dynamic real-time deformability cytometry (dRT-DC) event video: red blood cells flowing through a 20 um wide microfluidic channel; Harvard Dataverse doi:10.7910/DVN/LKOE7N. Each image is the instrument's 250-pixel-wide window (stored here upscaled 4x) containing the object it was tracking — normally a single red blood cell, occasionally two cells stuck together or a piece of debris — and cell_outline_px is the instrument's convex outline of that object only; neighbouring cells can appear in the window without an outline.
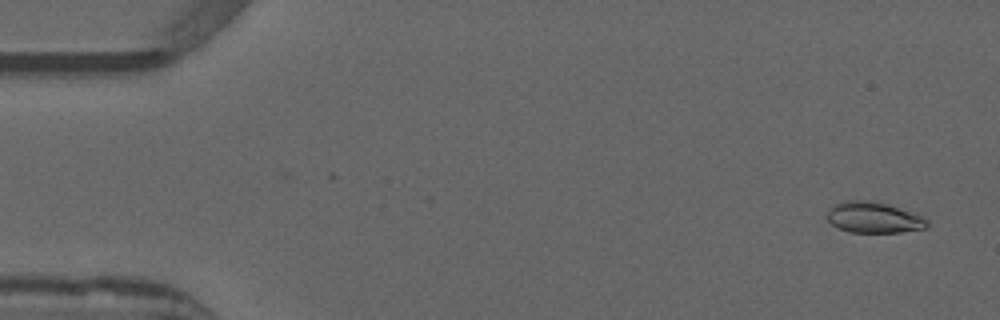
{"species": "common noctule bat (a hibernating species)", "species_latin": "Nyctalus noctula", "temperature_condition": "warm", "stored_images_in_passage": 53, "camera_frame_rate_fps": 3000, "um_per_image_px": 0.085, "animal": {"sex": "male", "forearm_length_mm": 52.5}, "frame": {"image": 1, "passage_image": 3, "time_ms": 0.667, "image_size_px": [1000, 320], "cell_outline_px": [[928, 228], [900, 232], [848, 232], [832, 224], [828, 220], [828, 208], [832, 204], [848, 200], [868, 200], [888, 204], [924, 216], [928, 220]], "centroid_in_image_um": [74.28, 18.48], "position_along_channel_um": 10.7, "area_um2": 18.15}}
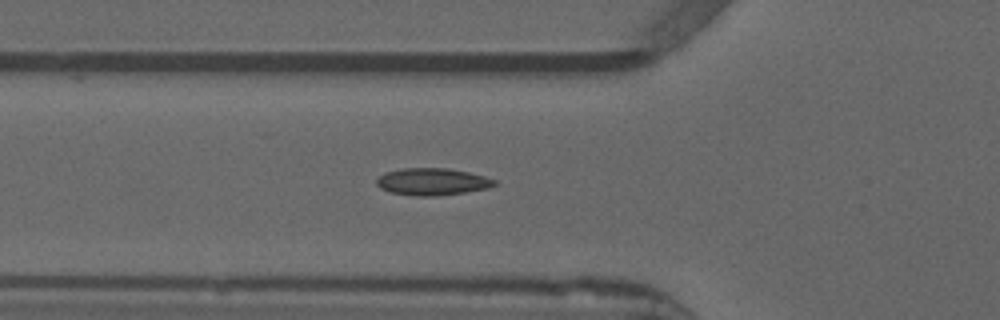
{"frame": {"image": 2, "passage_image": 19, "time_ms": 6.0, "image_size_px": [1000, 320], "cell_outline_px": [[496, 184], [488, 188], [464, 192], [432, 196], [416, 196], [392, 192], [380, 188], [376, 184], [376, 180], [384, 172], [404, 168], [448, 168], [468, 172], [484, 176], [496, 180]], "centroid_in_image_um": [36.73, 15.43], "position_along_channel_um": 89.1, "area_um2": 18.44}}
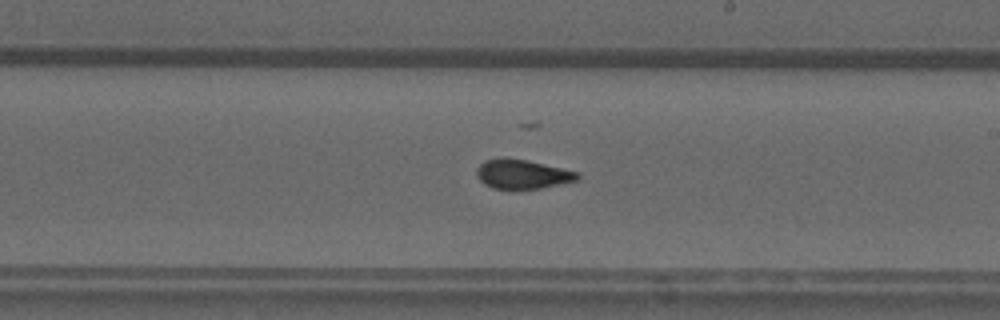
{"frame": {"image": 3, "passage_image": 31, "time_ms": 10.0, "image_size_px": [1000, 320], "cell_outline_px": [[580, 176], [576, 180], [540, 188], [492, 188], [484, 184], [480, 180], [476, 172], [476, 168], [484, 160], [504, 156], [524, 160], [580, 172]], "centroid_in_image_um": [44.35, 14.78], "position_along_channel_um": 244.6, "area_um2": 16.99}, "authors_computed_cell_mechanics": {"area_um2": 17.5134, "velocity_mm_per_s": 3.875, "shape_relaxation_time_tau1_ms": 9.8292, "shape_relaxation_time_tau2_ms": 1.2014, "deformation_change_tau1": 0.2367, "deformation_change_tau2": 0.059}}